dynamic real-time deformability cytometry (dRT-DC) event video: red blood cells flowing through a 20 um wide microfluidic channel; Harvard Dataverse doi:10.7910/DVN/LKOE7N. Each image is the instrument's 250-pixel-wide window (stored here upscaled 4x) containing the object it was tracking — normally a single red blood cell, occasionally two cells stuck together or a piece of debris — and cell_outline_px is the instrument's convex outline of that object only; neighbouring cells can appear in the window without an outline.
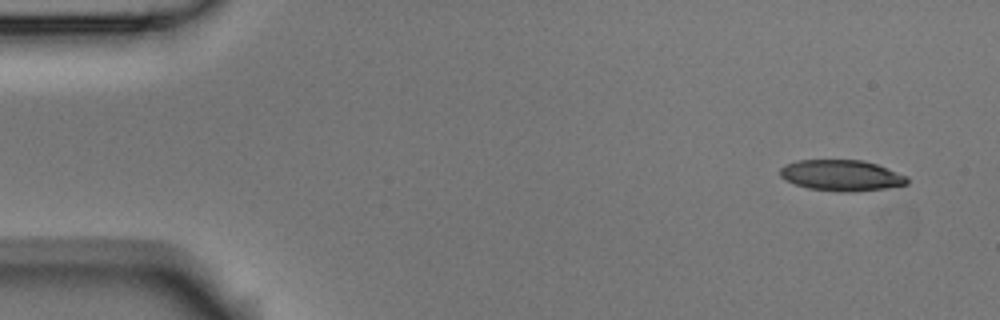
{"species": "Egyptian fruit bat (a non-hibernating species)", "species_latin": "Rousettus aegyptiacus", "temperature_condition": "room temperature", "stored_images_in_passage": 9, "camera_frame_rate_fps": 3000, "um_per_image_px": 0.085, "animal": {"sex": "male"}, "frame": {"image": 1, "passage_image": 1, "time_ms": 0.0, "image_size_px": [1000, 320], "cell_outline_px": [[908, 184], [888, 188], [852, 192], [840, 192], [808, 188], [784, 180], [780, 176], [780, 168], [784, 164], [796, 160], [864, 160], [876, 164], [908, 176]], "centroid_in_image_um": [71.52, 14.91], "position_along_channel_um": 13.5, "area_um2": 23.12}}
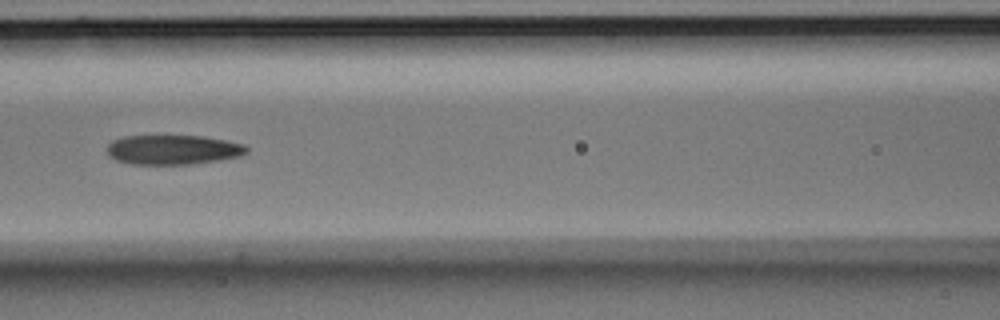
{"frame": {"image": 2, "passage_image": 6, "time_ms": 1.667, "image_size_px": [1000, 320], "cell_outline_px": [[248, 152], [240, 156], [192, 164], [132, 164], [116, 160], [108, 156], [108, 144], [112, 140], [124, 136], [204, 136], [244, 144], [248, 148]], "centroid_in_image_um": [14.69, 12.72], "position_along_channel_um": 151.9, "area_um2": 23.99}}
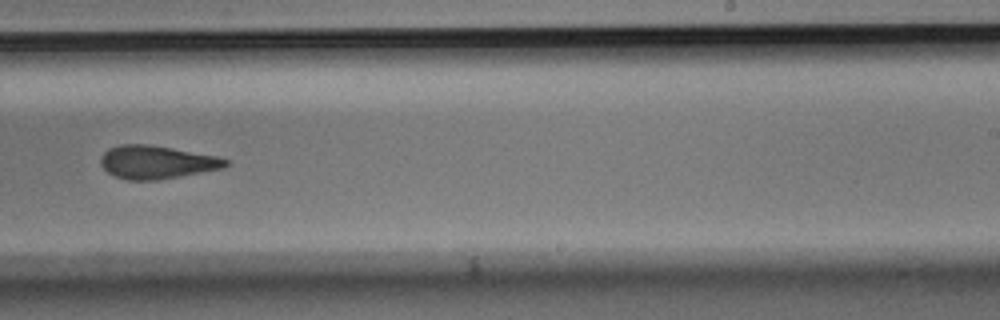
{"frame": {"image": 3, "passage_image": 9, "time_ms": 2.667, "image_size_px": [1000, 320], "cell_outline_px": [[228, 164], [224, 168], [180, 176], [156, 180], [128, 180], [116, 176], [108, 172], [100, 164], [100, 156], [108, 148], [120, 144], [148, 144], [172, 148], [216, 156], [228, 160]], "centroid_in_image_um": [13.28, 13.78], "position_along_channel_um": 275.7, "area_um2": 24.04}}